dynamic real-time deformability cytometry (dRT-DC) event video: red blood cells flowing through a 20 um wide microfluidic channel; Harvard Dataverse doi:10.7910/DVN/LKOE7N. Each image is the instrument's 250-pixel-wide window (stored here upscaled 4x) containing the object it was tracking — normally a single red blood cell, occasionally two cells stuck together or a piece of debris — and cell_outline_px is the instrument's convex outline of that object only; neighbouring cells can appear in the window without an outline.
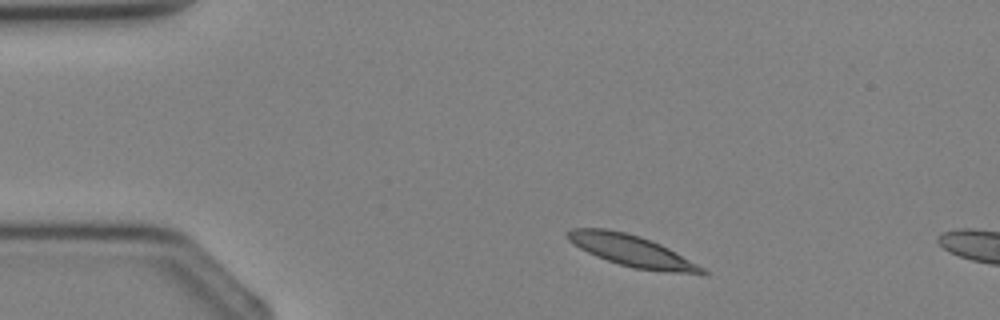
{"species": "Egyptian fruit bat (a non-hibernating species)", "species_latin": "Rousettus aegyptiacus", "temperature_condition": "cold", "stored_images_in_passage": 2, "camera_frame_rate_fps": 3000, "um_per_image_px": 0.085, "animal": {"sex": "female"}, "frame": {"image": 1, "passage_image": 1, "time_ms": 0.0, "image_size_px": [1000, 320], "cell_outline_px": [[708, 272], [704, 276], [664, 272], [632, 268], [596, 256], [580, 248], [568, 240], [564, 236], [564, 232], [572, 228], [604, 228], [624, 232], [640, 236], [660, 244], [668, 248], [704, 268]], "centroid_in_image_um": [53.72, 21.34], "position_along_channel_um": 31.3, "area_um2": 24.74}}